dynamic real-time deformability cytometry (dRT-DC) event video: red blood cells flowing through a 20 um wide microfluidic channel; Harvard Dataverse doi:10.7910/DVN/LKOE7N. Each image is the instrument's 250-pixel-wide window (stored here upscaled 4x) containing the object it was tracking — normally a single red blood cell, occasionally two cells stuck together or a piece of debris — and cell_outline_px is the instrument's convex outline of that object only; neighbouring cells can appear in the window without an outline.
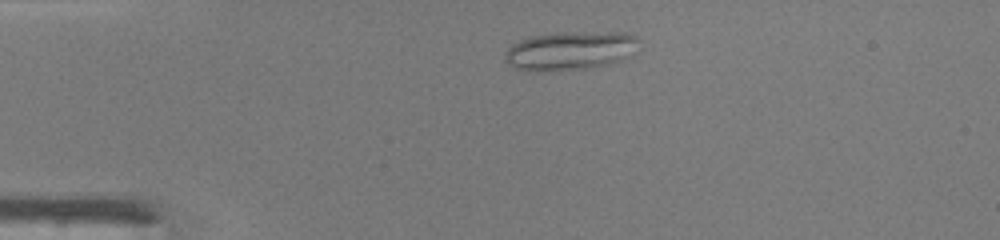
{"species": "common noctule bat (a hibernating species)", "species_latin": "Nyctalus noctula", "temperature_condition": "warm", "stored_images_in_passage": 37, "camera_frame_rate_fps": 3000, "um_per_image_px": 0.085, "animal": {"sex": "male", "body_mass_g": 19.0, "forearm_length_mm": 50.8}, "frame": {"image": 1, "passage_image": 1, "time_ms": 0.0, "image_size_px": [1000, 240], "cell_outline_px": [[640, 40], [636, 52], [620, 60], [608, 64], [584, 68], [536, 72], [532, 72], [512, 68], [508, 64], [504, 56], [504, 52], [512, 44], [528, 36], [556, 32], [628, 32], [636, 36]], "centroid_in_image_um": [48.45, 4.29], "position_along_channel_um": 36.5, "area_um2": 30.75}}
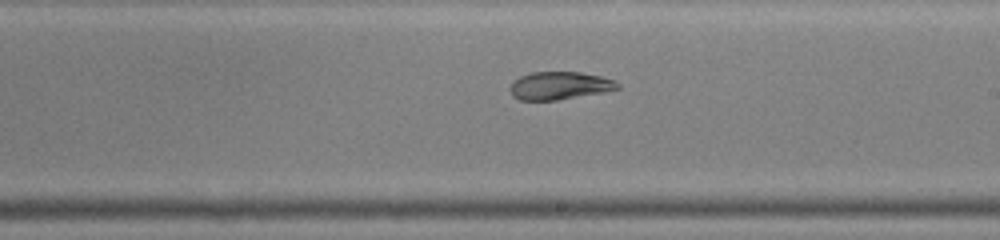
{"frame": {"image": 2, "passage_image": 18, "time_ms": 5.667, "image_size_px": [1000, 240], "cell_outline_px": [[620, 88], [604, 92], [556, 100], [520, 100], [512, 96], [508, 88], [520, 76], [532, 72], [580, 72], [600, 76], [616, 80], [620, 84]], "centroid_in_image_um": [47.57, 7.28], "position_along_channel_um": 241.4, "area_um2": 17.46}}
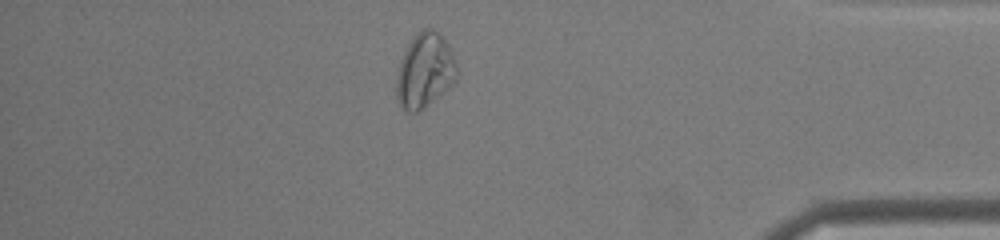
{"frame": {"image": 3, "passage_image": 31, "time_ms": 10.0, "image_size_px": [1000, 240], "cell_outline_px": [[460, 72], [456, 80], [448, 88], [416, 112], [408, 112], [400, 108], [396, 100], [396, 80], [400, 60], [408, 44], [420, 28], [432, 28], [440, 32], [444, 36], [456, 60]], "centroid_in_image_um": [36.12, 5.96], "position_along_channel_um": 399.1, "area_um2": 26.65}, "authors_computed_cell_mechanics": {"area_um2": 21.5016, "velocity_mm_per_s": 4.3453, "shape_relaxation_time_tau1_ms": null, "shape_relaxation_time_tau2_ms": 0.743, "deformation_change_tau1": null, "deformation_change_tau2": 0.0552}}